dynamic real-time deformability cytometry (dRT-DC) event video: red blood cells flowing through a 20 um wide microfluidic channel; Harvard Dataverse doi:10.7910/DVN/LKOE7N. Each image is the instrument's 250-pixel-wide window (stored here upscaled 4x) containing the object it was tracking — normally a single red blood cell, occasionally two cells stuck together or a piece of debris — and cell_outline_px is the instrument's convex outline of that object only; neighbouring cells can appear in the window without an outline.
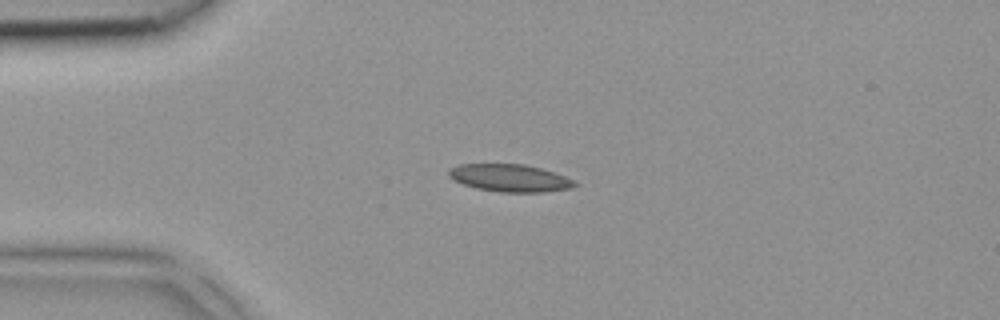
{"species": "common noctule bat (a hibernating species)", "species_latin": "Nyctalus noctula", "temperature_condition": "room temperature", "stored_images_in_passage": 5, "camera_frame_rate_fps": 3000, "um_per_image_px": 0.085, "animal": {"sex": "female", "body_mass_g": 18.4}, "frame": {"image": 1, "passage_image": 4, "time_ms": 1.0, "image_size_px": [1000, 320], "cell_outline_px": [[580, 184], [572, 188], [544, 192], [500, 192], [476, 188], [464, 184], [448, 176], [448, 168], [460, 164], [524, 164], [540, 168], [576, 180]], "centroid_in_image_um": [43.36, 15.13], "position_along_channel_um": 41.6, "area_um2": 20.17}}